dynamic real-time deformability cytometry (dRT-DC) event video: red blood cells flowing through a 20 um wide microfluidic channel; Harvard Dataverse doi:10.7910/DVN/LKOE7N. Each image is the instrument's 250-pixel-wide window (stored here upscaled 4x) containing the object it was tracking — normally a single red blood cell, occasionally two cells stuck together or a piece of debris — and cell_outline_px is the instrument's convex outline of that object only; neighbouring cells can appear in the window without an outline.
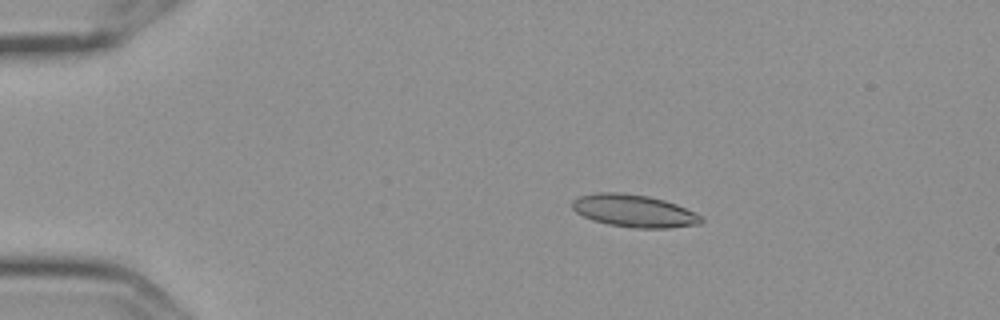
{"species": "Egyptian fruit bat (a non-hibernating species)", "species_latin": "Rousettus aegyptiacus", "temperature_condition": "cold", "stored_images_in_passage": 5, "camera_frame_rate_fps": 3000, "um_per_image_px": 0.085, "frame": {"image": 1, "passage_image": 3, "time_ms": 0.667, "image_size_px": [1000, 320], "cell_outline_px": [[704, 220], [700, 224], [668, 228], [636, 228], [608, 224], [592, 220], [576, 212], [572, 208], [572, 200], [580, 196], [596, 192], [620, 192], [648, 196], [664, 200], [676, 204], [700, 216]], "centroid_in_image_um": [53.86, 17.92], "position_along_channel_um": 31.1, "area_um2": 24.28}}